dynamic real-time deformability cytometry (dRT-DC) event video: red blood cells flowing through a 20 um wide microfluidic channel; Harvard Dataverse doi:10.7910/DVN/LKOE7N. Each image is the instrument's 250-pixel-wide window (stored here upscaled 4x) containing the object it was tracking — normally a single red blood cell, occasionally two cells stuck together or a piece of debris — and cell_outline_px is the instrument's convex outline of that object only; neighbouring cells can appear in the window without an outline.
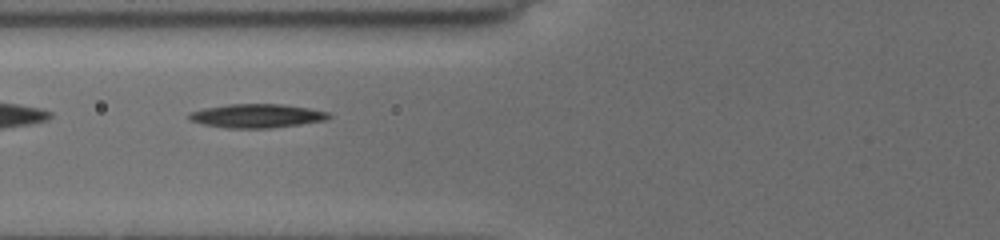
{"species": "common noctule bat (a hibernating species)", "species_latin": "Nyctalus noctula", "temperature_condition": "cold", "stored_images_in_passage": 8, "camera_frame_rate_fps": 3000, "um_per_image_px": 0.085, "animal": {"sex": "female", "body_mass_g": 19.5, "forearm_length_mm": 54.1}, "frame": {"image": 1, "passage_image": 3, "time_ms": 1.667, "image_size_px": [1000, 240], "cell_outline_px": [[332, 116], [328, 120], [272, 128], [224, 128], [204, 124], [188, 120], [188, 112], [204, 108], [228, 104], [284, 104], [308, 108], [328, 112]], "centroid_in_image_um": [21.82, 9.85], "position_along_channel_um": 104.0, "area_um2": 19.54}}
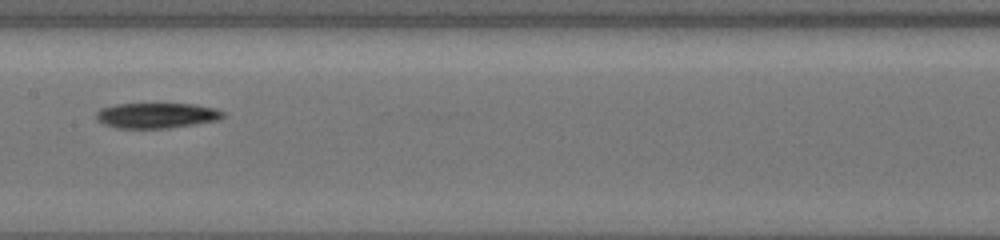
{"frame": {"image": 2, "passage_image": 5, "time_ms": 4.0, "image_size_px": [1000, 240], "cell_outline_px": [[224, 116], [220, 120], [168, 128], [116, 128], [104, 124], [96, 120], [96, 112], [100, 108], [116, 104], [192, 104], [216, 108], [224, 112]], "centroid_in_image_um": [13.3, 9.81], "position_along_channel_um": 194.1, "area_um2": 18.79}}
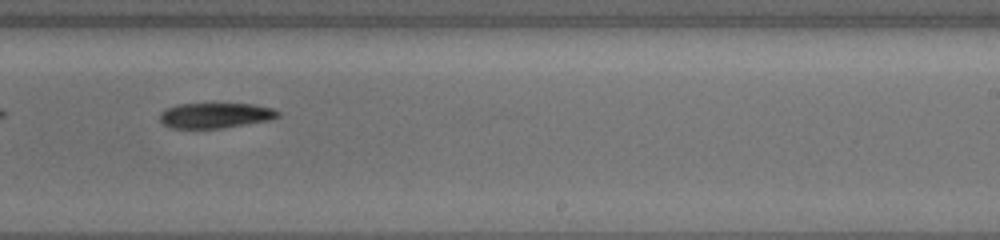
{"frame": {"image": 3, "passage_image": 7, "time_ms": 6.0, "image_size_px": [1000, 240], "cell_outline_px": [[280, 116], [268, 120], [224, 128], [172, 128], [164, 124], [160, 120], [160, 112], [176, 104], [252, 104], [272, 108], [280, 112]], "centroid_in_image_um": [18.3, 9.81], "position_along_channel_um": 270.7, "area_um2": 17.28}}